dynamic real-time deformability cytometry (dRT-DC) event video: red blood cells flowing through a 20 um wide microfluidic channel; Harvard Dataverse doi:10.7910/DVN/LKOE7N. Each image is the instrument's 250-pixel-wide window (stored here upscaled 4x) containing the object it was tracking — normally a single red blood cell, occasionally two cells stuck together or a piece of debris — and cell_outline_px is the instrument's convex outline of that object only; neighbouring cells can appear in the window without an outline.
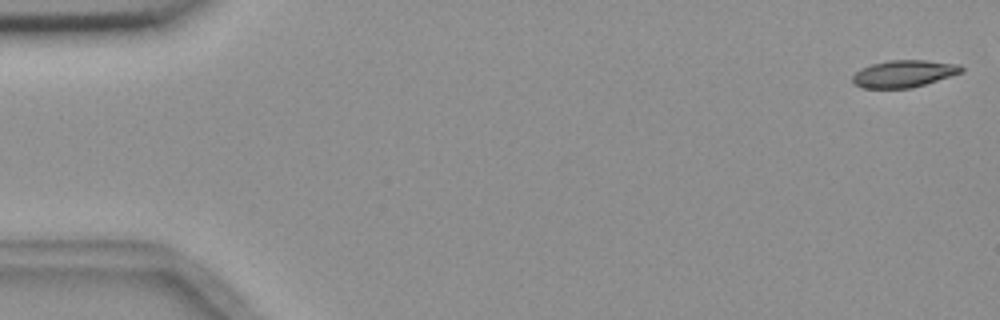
{"species": "common noctule bat (a hibernating species)", "species_latin": "Nyctalus noctula", "temperature_condition": "room temperature", "stored_images_in_passage": 8, "segment_of_instrument_passage": [1, 2], "camera_frame_rate_fps": 3000, "um_per_image_px": 0.085, "animal": {"sex": "female", "body_mass_g": 18.4}, "frame": {"image": 1, "passage_image": 1, "time_ms": 0.0, "image_size_px": [1000, 320], "cell_outline_px": [[964, 72], [912, 88], [864, 88], [856, 84], [852, 80], [852, 76], [860, 68], [872, 64], [888, 60], [924, 60], [960, 64], [964, 68]], "centroid_in_image_um": [76.86, 6.26], "position_along_channel_um": 8.1, "area_um2": 17.22}}
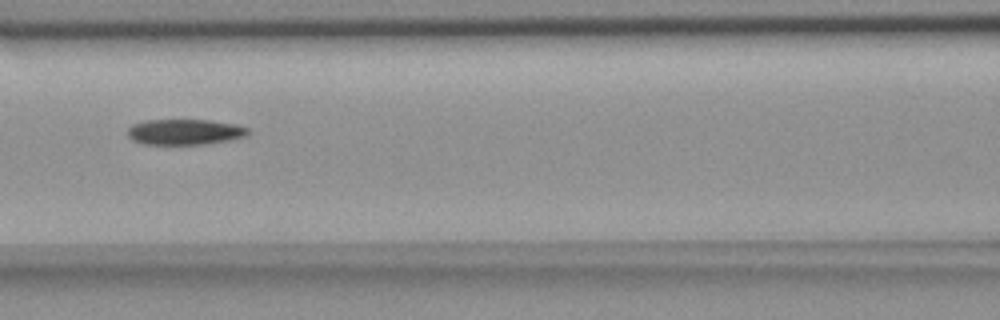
{"frame": {"image": 2, "passage_image": 7, "time_ms": 7.667, "image_size_px": [1000, 320], "cell_outline_px": [[248, 132], [244, 136], [228, 140], [204, 144], [140, 144], [132, 140], [128, 136], [128, 128], [132, 124], [144, 120], [208, 120], [236, 124], [248, 128]], "centroid_in_image_um": [15.65, 11.21], "position_along_channel_um": 151.0, "area_um2": 17.92}}